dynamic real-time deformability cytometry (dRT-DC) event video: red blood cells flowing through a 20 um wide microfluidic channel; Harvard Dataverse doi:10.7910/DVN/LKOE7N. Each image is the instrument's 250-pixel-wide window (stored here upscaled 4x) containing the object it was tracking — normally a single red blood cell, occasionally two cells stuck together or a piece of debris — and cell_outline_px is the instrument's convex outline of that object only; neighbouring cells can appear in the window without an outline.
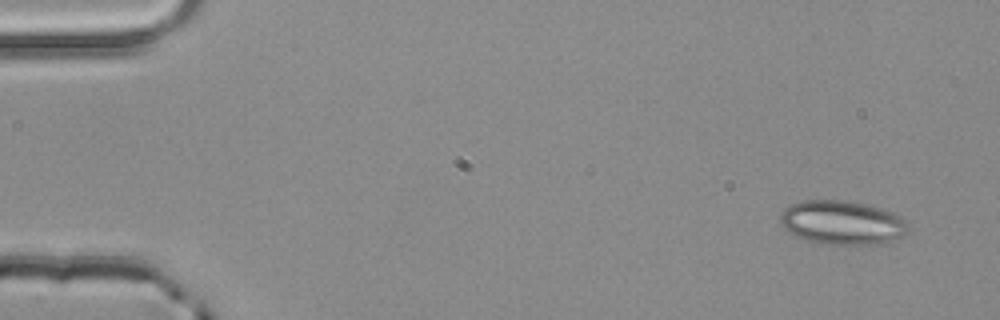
{"species": "common noctule bat (a hibernating species)", "species_latin": "Nyctalus noctula", "temperature_condition": "room temperature", "stored_images_in_passage": 4, "camera_frame_rate_fps": 3000, "um_per_image_px": 0.085, "animal": {"sex": "male", "body_mass_g": 20.4}, "frame": {"image": 1, "passage_image": 1, "time_ms": 0.0, "image_size_px": [1000, 320], "cell_outline_px": [[908, 228], [900, 236], [876, 244], [828, 244], [808, 240], [796, 236], [788, 232], [780, 224], [780, 216], [784, 208], [800, 200], [844, 200], [868, 204], [884, 208], [900, 216], [908, 224]], "centroid_in_image_um": [71.54, 18.89], "position_along_channel_um": 13.5, "area_um2": 32.6}}
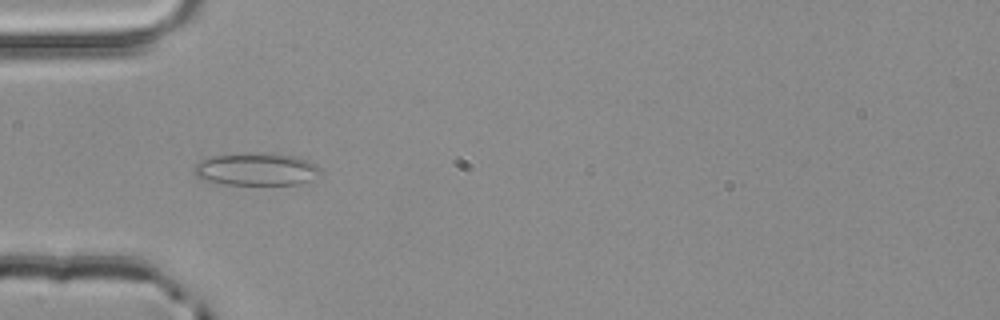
{"frame": {"image": 2, "passage_image": 4, "time_ms": 1.0, "image_size_px": [1000, 320], "cell_outline_px": [[320, 172], [308, 180], [300, 184], [224, 184], [208, 180], [196, 176], [192, 172], [192, 168], [200, 160], [212, 156], [240, 152], [264, 152], [296, 156], [308, 160], [316, 164], [320, 168]], "centroid_in_image_um": [21.75, 14.35], "position_along_channel_um": 63.3, "area_um2": 24.16}}